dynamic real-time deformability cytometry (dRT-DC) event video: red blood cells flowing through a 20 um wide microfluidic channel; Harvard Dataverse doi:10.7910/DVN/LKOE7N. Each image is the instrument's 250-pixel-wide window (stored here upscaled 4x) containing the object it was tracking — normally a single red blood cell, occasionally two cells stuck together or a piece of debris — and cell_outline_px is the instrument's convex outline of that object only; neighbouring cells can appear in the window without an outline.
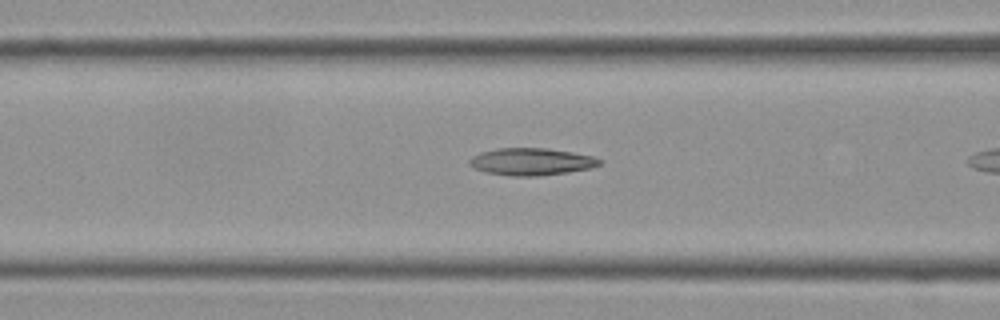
{"species": "Egyptian fruit bat (a non-hibernating species)", "species_latin": "Rousettus aegyptiacus", "temperature_condition": "cold", "stored_images_in_passage": 8, "camera_frame_rate_fps": 3000, "um_per_image_px": 0.085, "frame": {"image": 1, "passage_image": 7, "time_ms": 2.0, "image_size_px": [1000, 320], "cell_outline_px": [[600, 164], [592, 168], [568, 172], [536, 176], [512, 176], [484, 172], [468, 164], [468, 160], [472, 156], [480, 152], [496, 148], [548, 148], [572, 152], [592, 156], [600, 160]], "centroid_in_image_um": [45.13, 13.74], "position_along_channel_um": 121.5, "area_um2": 20.63}}